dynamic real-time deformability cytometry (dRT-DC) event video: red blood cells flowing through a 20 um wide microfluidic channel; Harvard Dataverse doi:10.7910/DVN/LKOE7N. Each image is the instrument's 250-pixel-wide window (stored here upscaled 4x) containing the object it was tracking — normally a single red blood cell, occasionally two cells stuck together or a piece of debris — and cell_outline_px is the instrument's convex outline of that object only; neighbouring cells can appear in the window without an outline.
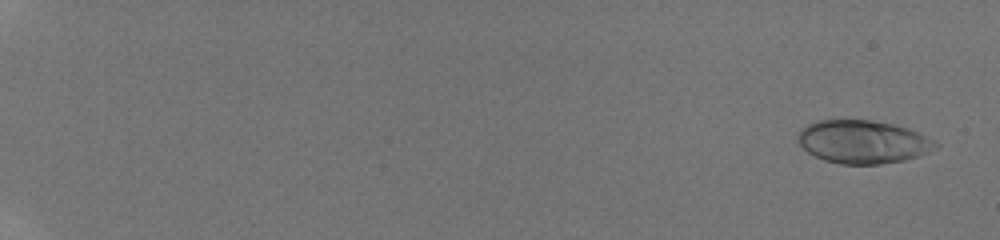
{"species": "human", "species_latin": "Homo sapiens", "temperature_condition": "room temperature", "stored_images_in_passage": 37, "camera_frame_rate_fps": 3000, "um_per_image_px": 0.085, "donor": {"sex": "male"}, "frame": {"image": 1, "passage_image": 5, "time_ms": 0.667, "image_size_px": [1000, 240], "cell_outline_px": [[940, 144], [928, 152], [904, 160], [880, 164], [840, 164], [824, 160], [808, 152], [796, 140], [796, 136], [800, 128], [816, 120], [872, 120], [892, 124], [916, 132]], "centroid_in_image_um": [73.27, 12.05], "position_along_channel_um": 11.7, "area_um2": 34.33}}